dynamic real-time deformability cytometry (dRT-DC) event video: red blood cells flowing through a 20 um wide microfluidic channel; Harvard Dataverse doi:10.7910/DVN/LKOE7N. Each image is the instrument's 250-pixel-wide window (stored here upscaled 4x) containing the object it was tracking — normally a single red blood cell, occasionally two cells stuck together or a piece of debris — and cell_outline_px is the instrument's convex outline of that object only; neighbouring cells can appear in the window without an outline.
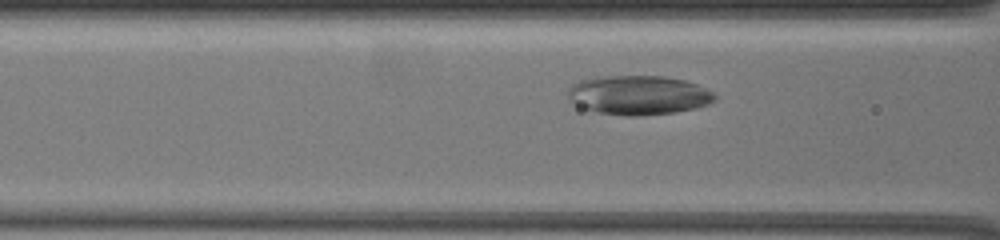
{"species": "common noctule bat (a hibernating species)", "species_latin": "Nyctalus noctula", "temperature_condition": "warm", "stored_images_in_passage": 13, "camera_frame_rate_fps": 3000, "um_per_image_px": 0.085, "animal": {"sex": "female", "body_mass_g": 19.5, "forearm_length_mm": 54.1}, "frame": {"image": 1, "passage_image": 10, "time_ms": 3.0, "image_size_px": [1000, 240], "cell_outline_px": [[716, 100], [708, 104], [692, 108], [672, 112], [636, 116], [628, 116], [600, 112], [580, 108], [568, 96], [568, 88], [572, 84], [580, 80], [596, 76], [664, 76], [684, 80], [696, 84], [712, 92], [716, 96]], "centroid_in_image_um": [54.24, 8.07], "position_along_channel_um": 112.4, "area_um2": 33.35}}